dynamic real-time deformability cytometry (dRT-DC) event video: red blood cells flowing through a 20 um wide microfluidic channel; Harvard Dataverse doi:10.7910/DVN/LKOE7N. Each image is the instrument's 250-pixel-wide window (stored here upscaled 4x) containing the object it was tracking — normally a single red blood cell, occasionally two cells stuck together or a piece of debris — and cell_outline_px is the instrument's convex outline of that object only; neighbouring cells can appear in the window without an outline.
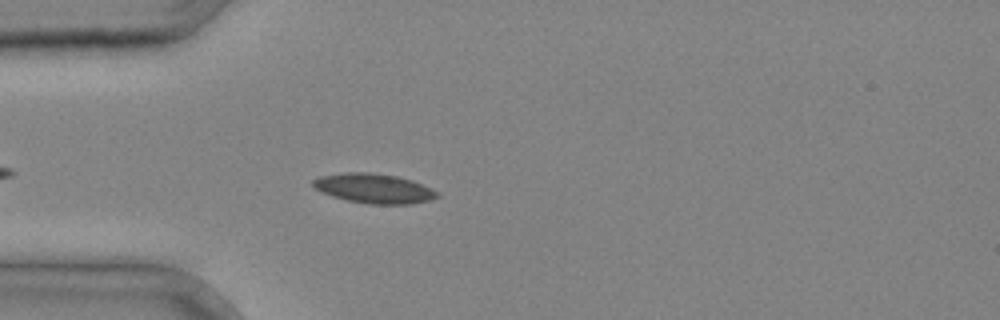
{"species": "common noctule bat (a hibernating species)", "species_latin": "Nyctalus noctula", "temperature_condition": "cold", "stored_images_in_passage": 30, "camera_frame_rate_fps": 3000, "um_per_image_px": 0.085, "animal": {"sex": "male", "body_mass_g": 20.4}, "frame": {"image": 1, "passage_image": 4, "time_ms": 1.0, "image_size_px": [1000, 320], "cell_outline_px": [[440, 196], [428, 200], [412, 204], [368, 204], [348, 200], [332, 196], [316, 188], [312, 184], [312, 180], [320, 176], [348, 172], [368, 172], [396, 176], [412, 180], [432, 188], [440, 192]], "centroid_in_image_um": [31.83, 16.02], "position_along_channel_um": 53.2, "area_um2": 21.33}}
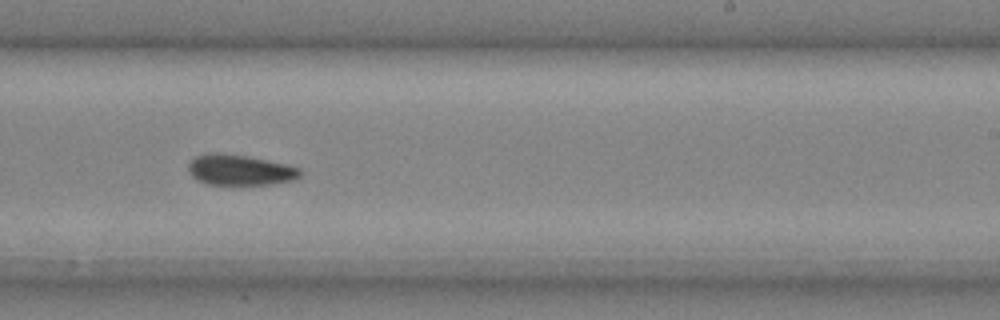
{"frame": {"image": 2, "passage_image": 17, "time_ms": 5.333, "image_size_px": [1000, 320], "cell_outline_px": [[300, 176], [292, 180], [268, 184], [240, 188], [208, 184], [196, 180], [188, 172], [188, 164], [196, 156], [212, 152], [216, 152], [244, 156], [288, 164], [300, 168]], "centroid_in_image_um": [20.36, 14.5], "position_along_channel_um": 268.6, "area_um2": 20.58}}
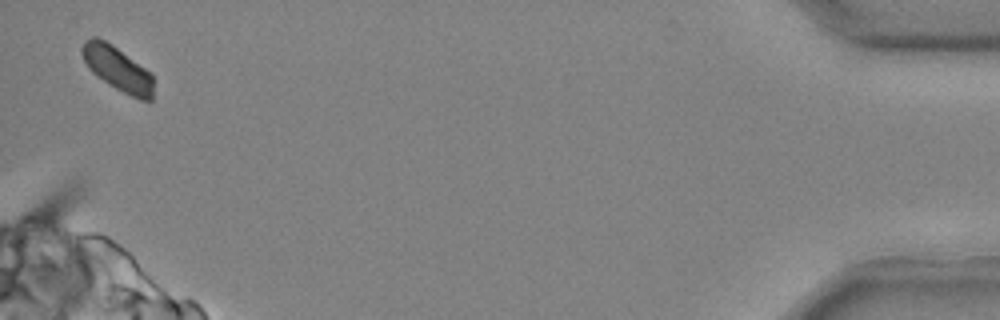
{"frame": {"image": 3, "passage_image": 30, "time_ms": 9.667, "image_size_px": [1000, 320], "cell_outline_px": [[152, 100], [140, 100], [116, 88], [96, 76], [88, 68], [80, 52], [80, 48], [84, 40], [92, 36], [96, 36], [112, 44], [144, 68], [152, 76]], "centroid_in_image_um": [9.92, 5.8], "position_along_channel_um": 425.3, "area_um2": 18.21}}